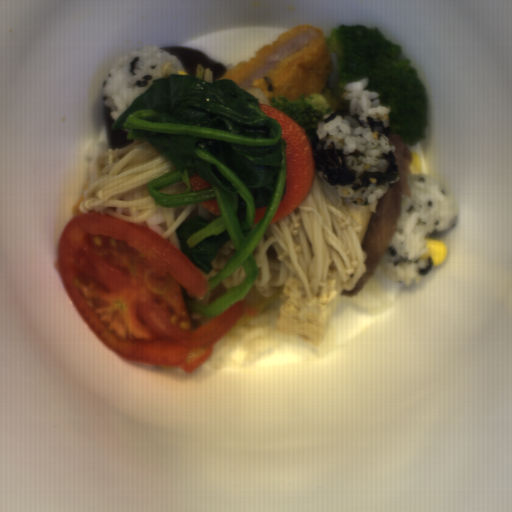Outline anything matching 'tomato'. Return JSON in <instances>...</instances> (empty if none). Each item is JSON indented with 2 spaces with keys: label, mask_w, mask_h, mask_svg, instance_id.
I'll use <instances>...</instances> for the list:
<instances>
[{
  "label": "tomato",
  "mask_w": 512,
  "mask_h": 512,
  "mask_svg": "<svg viewBox=\"0 0 512 512\" xmlns=\"http://www.w3.org/2000/svg\"><path fill=\"white\" fill-rule=\"evenodd\" d=\"M54 264L63 291L101 345L134 364L192 373L228 331L255 310L241 299L213 319L185 300L210 305L205 273L145 220L123 221L97 209L69 218Z\"/></svg>",
  "instance_id": "1"
}]
</instances>
